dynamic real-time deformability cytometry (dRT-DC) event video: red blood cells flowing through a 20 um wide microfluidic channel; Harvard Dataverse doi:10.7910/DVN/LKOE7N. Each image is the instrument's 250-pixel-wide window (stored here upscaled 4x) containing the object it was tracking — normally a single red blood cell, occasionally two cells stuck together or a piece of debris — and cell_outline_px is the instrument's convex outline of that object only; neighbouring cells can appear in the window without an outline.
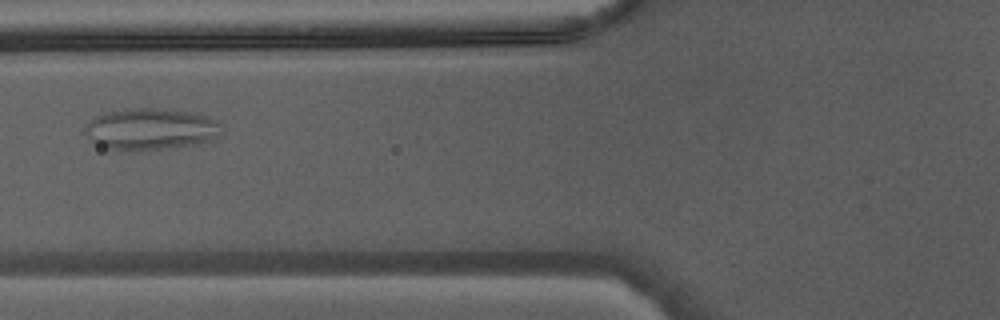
{"species": "Egyptian fruit bat (a non-hibernating species)", "species_latin": "Rousettus aegyptiacus", "temperature_condition": "warm", "stored_images_in_passage": 26, "camera_frame_rate_fps": 3000, "um_per_image_px": 0.085, "animal": {"sex": "male"}, "frame": {"image": 1, "passage_image": 5, "time_ms": 1.333, "image_size_px": [1000, 320], "cell_outline_px": [[224, 124], [216, 136], [212, 140], [200, 144], [140, 152], [108, 148], [92, 144], [84, 132], [84, 124], [96, 116], [104, 112], [128, 108], [168, 108], [208, 116], [220, 120]], "centroid_in_image_um": [12.8, 10.98], "position_along_channel_um": 113.0, "area_um2": 34.1}}
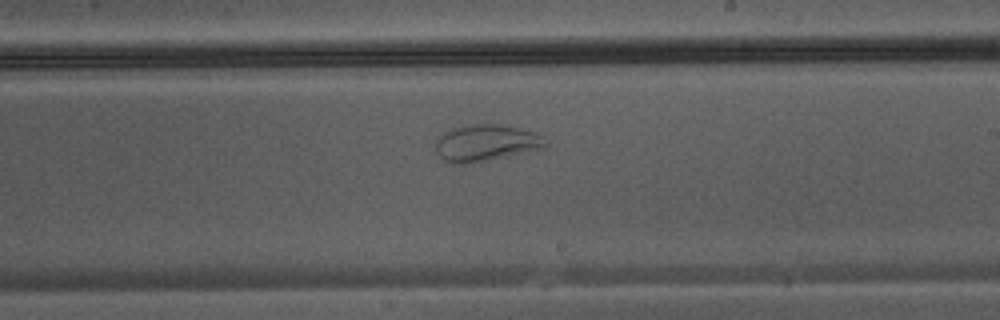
{"frame": {"image": 2, "passage_image": 14, "time_ms": 4.333, "image_size_px": [1000, 320], "cell_outline_px": [[548, 144], [544, 148], [472, 164], [452, 164], [444, 160], [436, 152], [436, 140], [444, 132], [460, 124], [504, 124], [536, 132], [548, 140]], "centroid_in_image_um": [41.32, 12.14], "position_along_channel_um": 247.7, "area_um2": 23.99}}
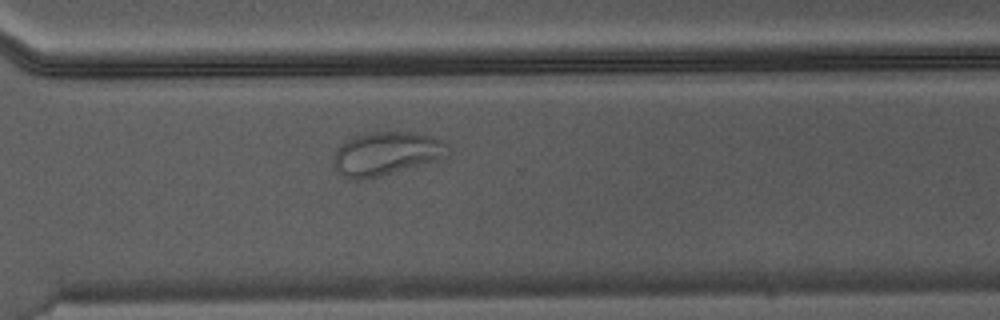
{"frame": {"image": 3, "passage_image": 20, "time_ms": 6.333, "image_size_px": [1000, 320], "cell_outline_px": [[444, 156], [436, 160], [380, 176], [364, 180], [356, 180], [344, 176], [332, 164], [332, 156], [344, 140], [352, 136], [368, 132], [408, 132], [432, 136], [444, 140]], "centroid_in_image_um": [32.72, 13.05], "position_along_channel_um": 337.9, "area_um2": 28.61}}